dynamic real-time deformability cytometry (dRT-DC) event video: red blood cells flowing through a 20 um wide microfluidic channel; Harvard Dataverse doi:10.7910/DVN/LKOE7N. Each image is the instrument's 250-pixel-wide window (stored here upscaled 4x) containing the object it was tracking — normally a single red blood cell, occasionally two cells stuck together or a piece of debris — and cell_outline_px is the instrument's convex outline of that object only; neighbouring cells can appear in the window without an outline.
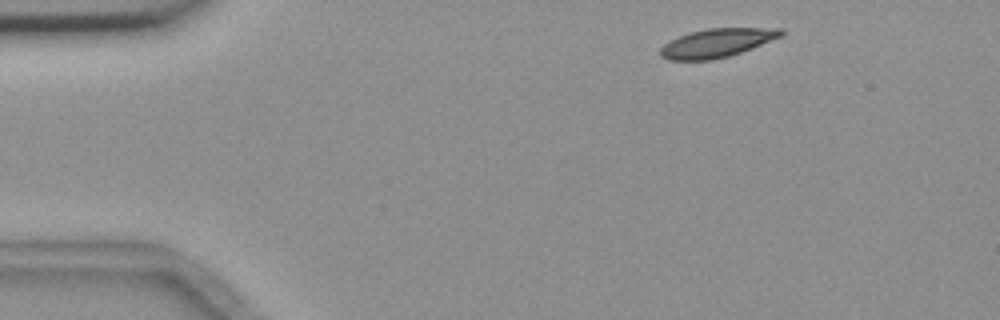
{"species": "common noctule bat (a hibernating species)", "species_latin": "Nyctalus noctula", "temperature_condition": "room temperature", "stored_images_in_passage": 4, "camera_frame_rate_fps": 3000, "um_per_image_px": 0.085, "animal": {"sex": "female", "body_mass_g": 18.4}, "frame": {"image": 1, "passage_image": 1, "time_ms": 0.0, "image_size_px": [1000, 320], "cell_outline_px": [[784, 32], [780, 36], [752, 48], [728, 56], [712, 60], [668, 60], [660, 56], [660, 48], [664, 44], [688, 32], [708, 28], [784, 28]], "centroid_in_image_um": [60.91, 3.65], "position_along_channel_um": 24.1, "area_um2": 20.0}}
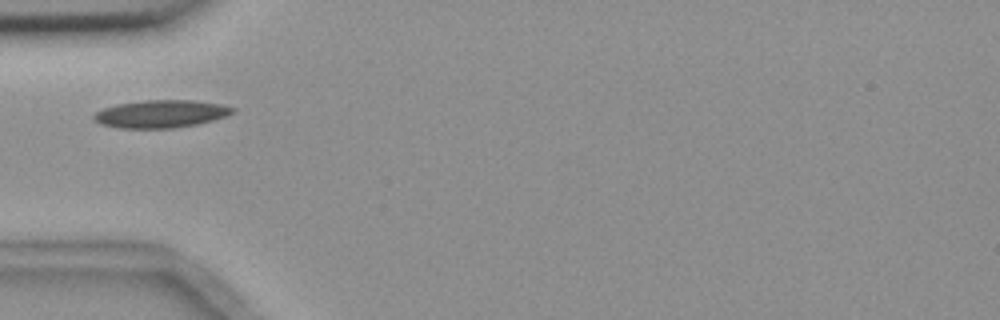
{"frame": {"image": 2, "passage_image": 4, "time_ms": 3.333, "image_size_px": [1000, 320], "cell_outline_px": [[236, 108], [232, 112], [224, 116], [212, 120], [196, 124], [176, 128], [120, 128], [100, 124], [92, 120], [92, 116], [96, 112], [104, 108], [116, 104], [144, 100], [192, 100], [220, 104]], "centroid_in_image_um": [13.62, 9.68], "position_along_channel_um": 71.4, "area_um2": 22.31}}